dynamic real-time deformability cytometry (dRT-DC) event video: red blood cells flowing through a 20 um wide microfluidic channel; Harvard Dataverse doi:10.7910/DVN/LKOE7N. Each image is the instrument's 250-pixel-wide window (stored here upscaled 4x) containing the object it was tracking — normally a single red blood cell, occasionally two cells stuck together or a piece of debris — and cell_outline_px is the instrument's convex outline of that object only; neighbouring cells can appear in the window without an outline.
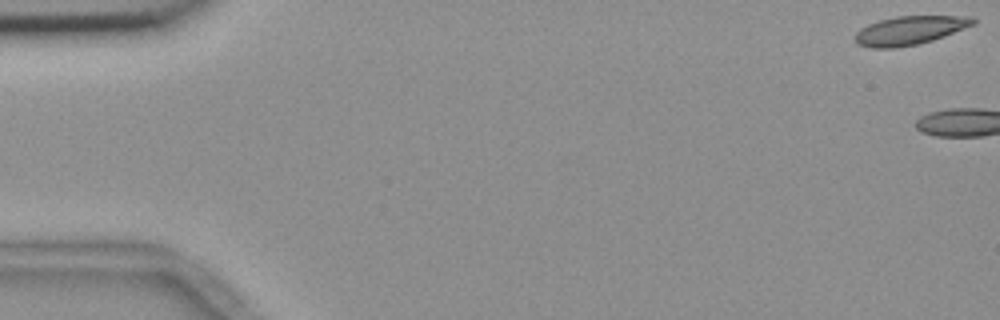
{"species": "common noctule bat (a hibernating species)", "species_latin": "Nyctalus noctula", "temperature_condition": "room temperature", "stored_images_in_passage": 3, "camera_frame_rate_fps": 3000, "um_per_image_px": 0.085, "animal": {"sex": "female", "body_mass_g": 18.4}, "frame": {"image": 1, "passage_image": 1, "time_ms": 0.0, "image_size_px": [1000, 320], "cell_outline_px": [[976, 24], [944, 36], [932, 40], [916, 44], [892, 48], [872, 48], [856, 44], [856, 32], [860, 28], [868, 24], [880, 20], [896, 16], [972, 16], [976, 20]], "centroid_in_image_um": [77.34, 2.57], "position_along_channel_um": 7.7, "area_um2": 19.65}}